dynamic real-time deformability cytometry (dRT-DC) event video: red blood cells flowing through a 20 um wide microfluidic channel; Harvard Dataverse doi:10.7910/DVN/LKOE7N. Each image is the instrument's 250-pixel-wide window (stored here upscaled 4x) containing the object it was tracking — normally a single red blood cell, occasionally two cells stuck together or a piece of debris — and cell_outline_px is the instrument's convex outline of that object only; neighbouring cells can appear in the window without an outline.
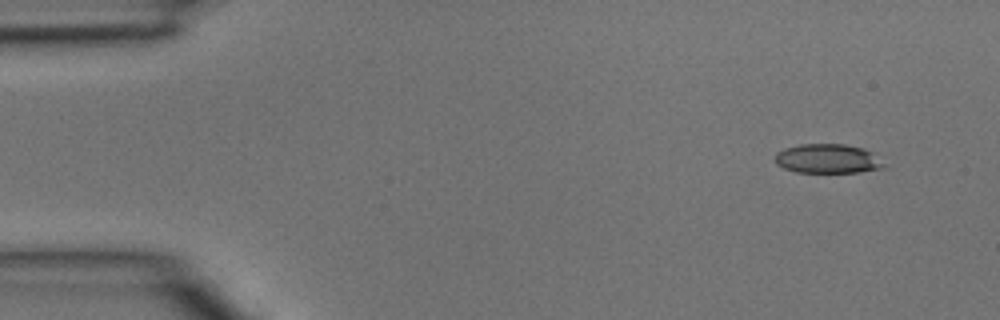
{"species": "common noctule bat (a hibernating species)", "species_latin": "Nyctalus noctula", "temperature_condition": "room temperature", "stored_images_in_passage": 5, "camera_frame_rate_fps": 3000, "um_per_image_px": 0.085, "animal": {"sex": "male", "body_mass_g": 15.6}, "frame": {"image": 1, "passage_image": 1, "time_ms": 0.0, "image_size_px": [1000, 320], "cell_outline_px": [[884, 164], [880, 168], [860, 172], [796, 172], [784, 168], [776, 164], [776, 152], [784, 148], [800, 144], [844, 144], [864, 148], [872, 152]], "centroid_in_image_um": [70.32, 13.48], "position_along_channel_um": 14.7, "area_um2": 18.44}}
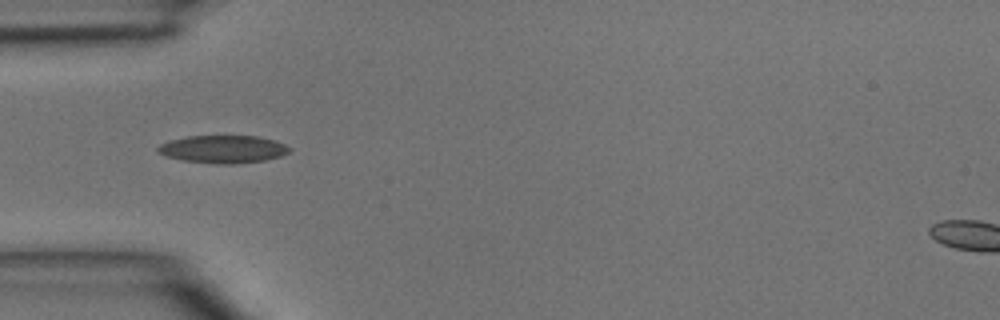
{"frame": {"image": 2, "passage_image": 4, "time_ms": 1.0, "image_size_px": [1000, 320], "cell_outline_px": [[292, 148], [288, 152], [280, 156], [264, 160], [236, 164], [212, 164], [184, 160], [164, 156], [156, 152], [156, 148], [160, 144], [168, 140], [188, 136], [260, 136], [276, 140]], "centroid_in_image_um": [18.93, 12.68], "position_along_channel_um": 66.1, "area_um2": 21.5}}
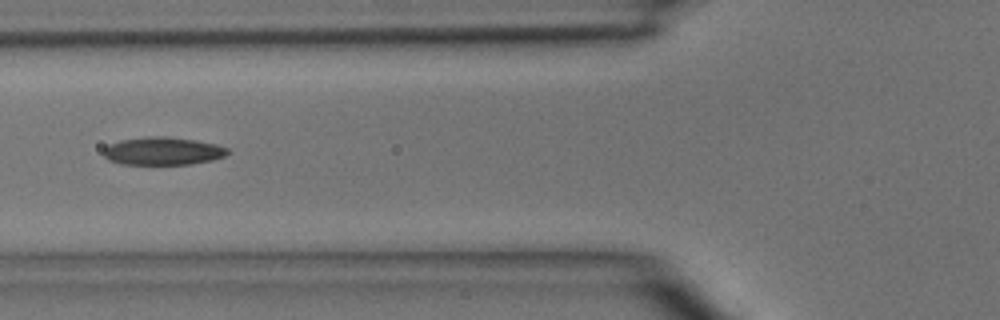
{"frame": {"image": 3, "passage_image": 5, "time_ms": 1.333, "image_size_px": [1000, 320], "cell_outline_px": [[228, 152], [224, 156], [212, 160], [192, 164], [124, 164], [108, 160], [104, 156], [104, 148], [108, 144], [120, 140], [144, 136], [168, 136], [196, 140], [216, 144], [228, 148]], "centroid_in_image_um": [13.82, 12.83], "position_along_channel_um": 112.0, "area_um2": 20.29}}